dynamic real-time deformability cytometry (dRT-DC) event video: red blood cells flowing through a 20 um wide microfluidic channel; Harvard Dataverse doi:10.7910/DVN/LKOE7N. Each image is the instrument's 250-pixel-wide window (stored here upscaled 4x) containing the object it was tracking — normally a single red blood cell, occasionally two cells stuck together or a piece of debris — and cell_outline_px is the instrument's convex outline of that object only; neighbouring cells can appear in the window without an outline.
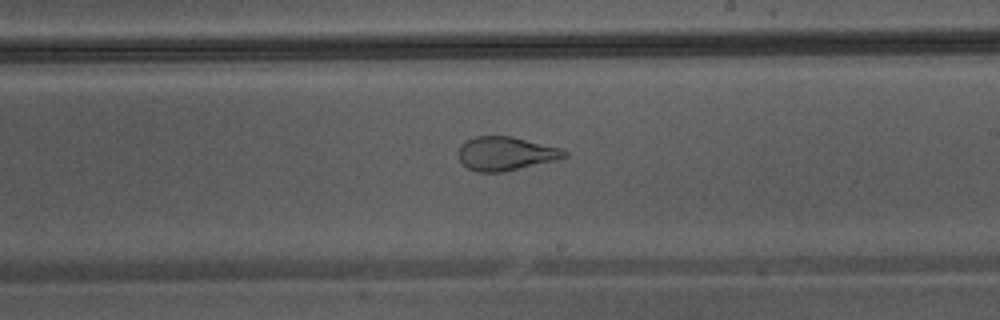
{"species": "Egyptian fruit bat (a non-hibernating species)", "species_latin": "Rousettus aegyptiacus", "temperature_condition": "warm", "stored_images_in_passage": 44, "camera_frame_rate_fps": 3000, "um_per_image_px": 0.085, "animal": {"sex": "male"}, "frame": {"image": 1, "passage_image": 26, "time_ms": 8.333, "image_size_px": [1000, 320], "cell_outline_px": [[568, 156], [504, 172], [480, 172], [468, 168], [460, 160], [460, 144], [476, 136], [512, 136], [560, 148], [568, 152]], "centroid_in_image_um": [42.98, 13.04], "position_along_channel_um": 246.0, "area_um2": 20.4}}